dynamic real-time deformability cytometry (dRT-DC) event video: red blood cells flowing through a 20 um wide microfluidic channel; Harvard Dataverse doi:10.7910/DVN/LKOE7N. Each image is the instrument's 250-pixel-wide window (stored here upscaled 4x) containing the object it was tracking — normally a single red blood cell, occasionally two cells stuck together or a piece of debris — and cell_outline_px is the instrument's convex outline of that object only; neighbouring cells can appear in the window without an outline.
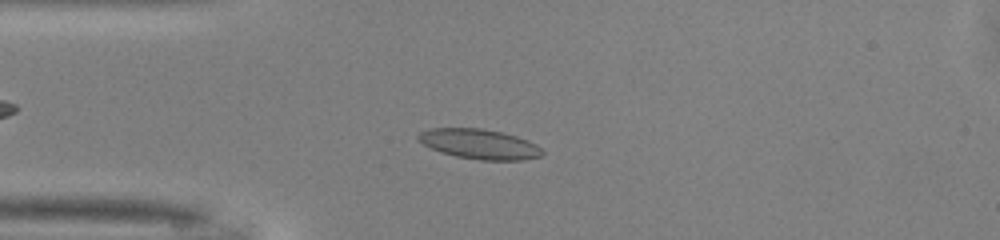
{"species": "common noctule bat (a hibernating species)", "species_latin": "Nyctalus noctula", "temperature_condition": "warm", "stored_images_in_passage": 48, "camera_frame_rate_fps": 3000, "um_per_image_px": 0.085, "animal": {"sex": "male", "body_mass_g": 13.0, "forearm_length_mm": 53.1}, "frame": {"image": 1, "passage_image": 11, "time_ms": 3.333, "image_size_px": [1000, 240], "cell_outline_px": [[544, 152], [540, 156], [520, 160], [480, 160], [456, 156], [440, 152], [416, 140], [416, 136], [420, 132], [432, 128], [480, 128], [504, 132], [528, 140], [536, 144]], "centroid_in_image_um": [40.73, 12.24], "position_along_channel_um": 44.3, "area_um2": 21.62}}
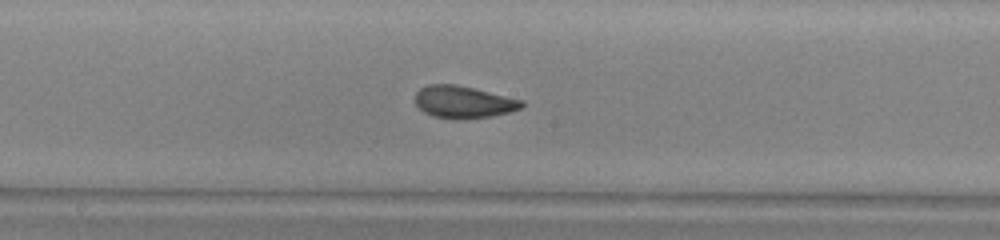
{"frame": {"image": 2, "passage_image": 24, "time_ms": 7.667, "image_size_px": [1000, 240], "cell_outline_px": [[524, 104], [520, 108], [508, 112], [492, 116], [432, 116], [424, 112], [416, 104], [416, 92], [420, 88], [428, 84], [452, 84], [472, 88], [524, 100]], "centroid_in_image_um": [39.39, 8.62], "position_along_channel_um": 208.8, "area_um2": 19.02}}
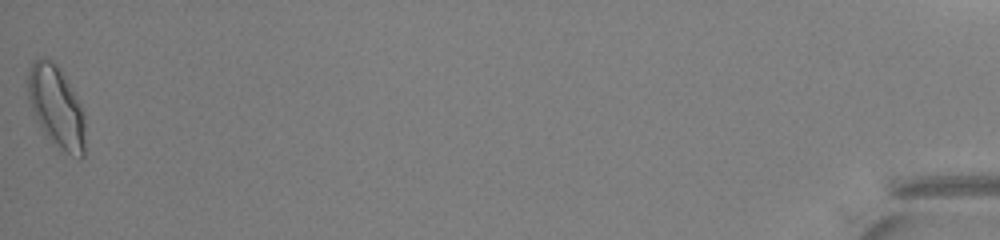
{"frame": {"image": 3, "passage_image": 48, "time_ms": 15.667, "image_size_px": [1000, 240], "cell_outline_px": [[84, 156], [80, 160], [60, 152], [44, 136], [36, 120], [28, 100], [28, 68], [40, 56], [44, 56], [52, 60], [60, 68], [80, 104], [84, 116]], "centroid_in_image_um": [4.78, 9.15], "position_along_channel_um": 430.4, "area_um2": 27.86}, "authors_computed_cell_mechanics": {"area_um2": 20.2011, "velocity_mm_per_s": 4.1272, "shape_relaxation_time_tau1_ms": 5.7706, "shape_relaxation_time_tau2_ms": 1.5963, "deformation_change_tau1": 0.1565, "deformation_change_tau2": 0.0846}}